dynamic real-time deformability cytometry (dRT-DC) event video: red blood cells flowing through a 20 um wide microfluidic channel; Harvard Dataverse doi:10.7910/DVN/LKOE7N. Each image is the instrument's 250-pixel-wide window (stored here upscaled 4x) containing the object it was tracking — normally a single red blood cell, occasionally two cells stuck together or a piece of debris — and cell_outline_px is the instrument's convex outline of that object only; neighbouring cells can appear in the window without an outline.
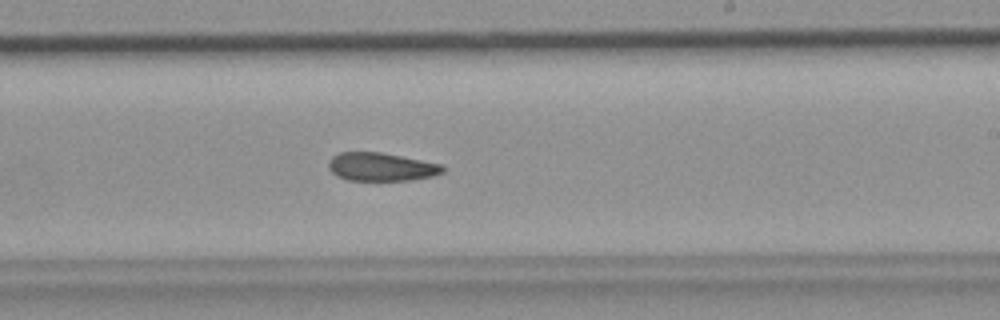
{"species": "common noctule bat (a hibernating species)", "species_latin": "Nyctalus noctula", "temperature_condition": "room temperature", "stored_images_in_passage": 48, "camera_frame_rate_fps": 3000, "um_per_image_px": 0.085, "animal": {"sex": "female", "body_mass_g": 19.9}, "frame": {"image": 1, "passage_image": 28, "time_ms": 9.0, "image_size_px": [1000, 320], "cell_outline_px": [[444, 172], [432, 176], [412, 180], [348, 180], [336, 176], [328, 168], [328, 160], [332, 156], [340, 152], [380, 152], [440, 164], [444, 168]], "centroid_in_image_um": [32.35, 14.18], "position_along_channel_um": 256.6, "area_um2": 18.73}}
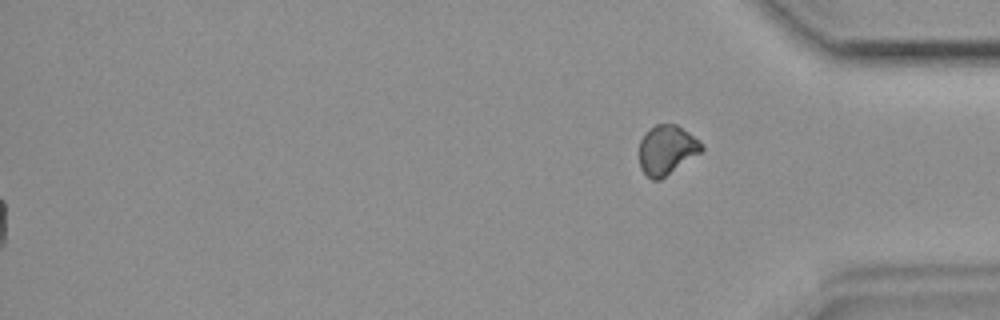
{"frame": {"image": 2, "passage_image": 48, "time_ms": 15.667, "image_size_px": [1000, 320], "cell_outline_px": [[704, 148], [700, 152], [660, 180], [652, 180], [640, 168], [640, 140], [644, 132], [648, 128], [656, 124], [676, 124], [700, 140], [704, 144]], "centroid_in_image_um": [56.66, 12.72], "position_along_channel_um": 378.5, "area_um2": 17.92}}